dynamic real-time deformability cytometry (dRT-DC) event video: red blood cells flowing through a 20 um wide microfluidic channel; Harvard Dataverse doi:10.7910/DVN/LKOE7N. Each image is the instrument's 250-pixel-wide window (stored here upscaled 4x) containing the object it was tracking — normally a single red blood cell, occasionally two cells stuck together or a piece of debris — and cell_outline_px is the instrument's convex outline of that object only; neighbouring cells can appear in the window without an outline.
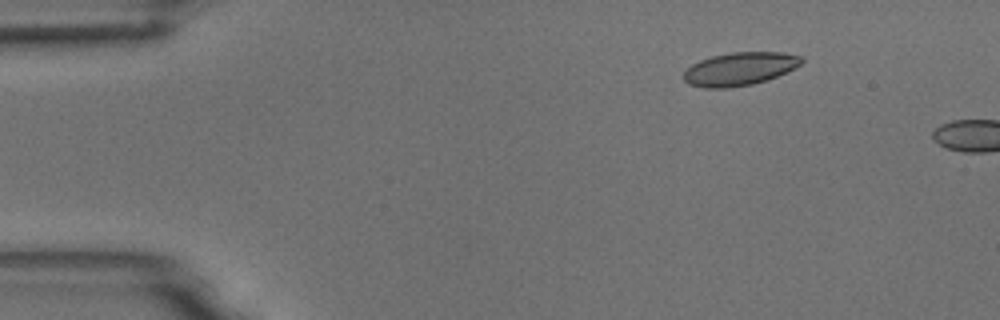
{"species": "common noctule bat (a hibernating species)", "species_latin": "Nyctalus noctula", "temperature_condition": "room temperature", "stored_images_in_passage": 4, "camera_frame_rate_fps": 3000, "um_per_image_px": 0.085, "animal": {"sex": "male", "body_mass_g": 18.8}, "frame": {"image": 1, "passage_image": 3, "time_ms": 0.667, "image_size_px": [1000, 320], "cell_outline_px": [[804, 60], [800, 64], [768, 80], [752, 84], [728, 88], [704, 88], [688, 84], [684, 80], [684, 72], [692, 64], [700, 60], [712, 56], [732, 52], [780, 52], [804, 56]], "centroid_in_image_um": [62.86, 5.85], "position_along_channel_um": 22.1, "area_um2": 22.66}}